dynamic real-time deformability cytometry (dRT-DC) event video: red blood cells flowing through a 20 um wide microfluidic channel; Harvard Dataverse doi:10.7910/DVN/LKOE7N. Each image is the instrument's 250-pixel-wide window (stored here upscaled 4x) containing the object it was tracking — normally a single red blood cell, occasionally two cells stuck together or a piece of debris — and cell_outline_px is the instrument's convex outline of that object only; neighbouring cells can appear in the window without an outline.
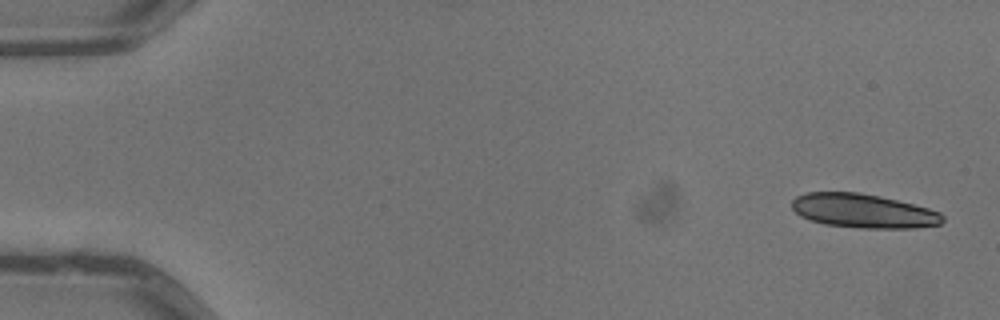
{"species": "common noctule bat (a hibernating species)", "species_latin": "Nyctalus noctula", "temperature_condition": "warm", "stored_images_in_passage": 4, "camera_frame_rate_fps": 3000, "um_per_image_px": 0.085, "animal": {"sex": "male", "body_mass_g": 13.3}, "frame": {"image": 1, "passage_image": 1, "time_ms": 0.0, "image_size_px": [1000, 320], "cell_outline_px": [[944, 220], [940, 224], [916, 228], [860, 228], [824, 224], [800, 216], [792, 208], [792, 200], [796, 196], [808, 192], [860, 192], [880, 196], [928, 208], [940, 212], [944, 216]], "centroid_in_image_um": [73.38, 17.93], "position_along_channel_um": 11.6, "area_um2": 29.88}}